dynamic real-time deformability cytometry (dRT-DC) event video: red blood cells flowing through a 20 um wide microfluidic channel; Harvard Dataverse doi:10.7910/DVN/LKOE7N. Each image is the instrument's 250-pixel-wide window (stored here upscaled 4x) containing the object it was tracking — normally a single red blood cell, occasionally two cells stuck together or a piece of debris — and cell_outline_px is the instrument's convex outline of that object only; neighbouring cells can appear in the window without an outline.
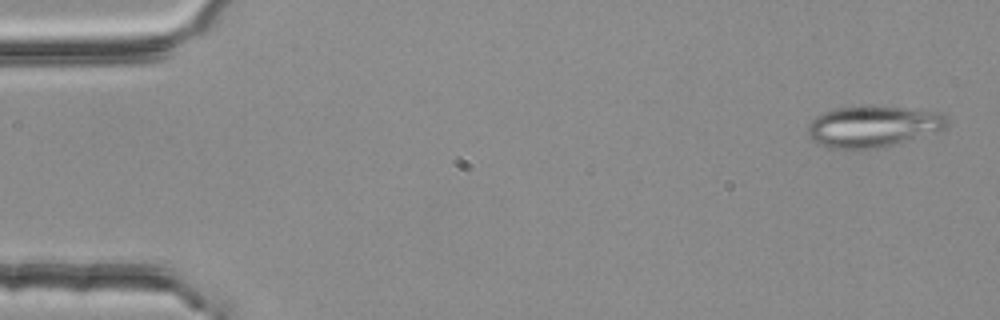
{"species": "common noctule bat (a hibernating species)", "species_latin": "Nyctalus noctula", "temperature_condition": "room temperature", "stored_images_in_passage": 4, "camera_frame_rate_fps": 3000, "um_per_image_px": 0.085, "animal": {"sex": "female", "body_mass_g": 25.1}, "frame": {"image": 1, "passage_image": 1, "time_ms": 0.0, "image_size_px": [1000, 320], "cell_outline_px": [[952, 124], [944, 128], [900, 144], [876, 148], [828, 148], [812, 140], [808, 136], [808, 124], [816, 116], [824, 112], [836, 108], [864, 104], [868, 104], [940, 112], [948, 116]], "centroid_in_image_um": [74.23, 10.72], "position_along_channel_um": 10.8, "area_um2": 34.04}}